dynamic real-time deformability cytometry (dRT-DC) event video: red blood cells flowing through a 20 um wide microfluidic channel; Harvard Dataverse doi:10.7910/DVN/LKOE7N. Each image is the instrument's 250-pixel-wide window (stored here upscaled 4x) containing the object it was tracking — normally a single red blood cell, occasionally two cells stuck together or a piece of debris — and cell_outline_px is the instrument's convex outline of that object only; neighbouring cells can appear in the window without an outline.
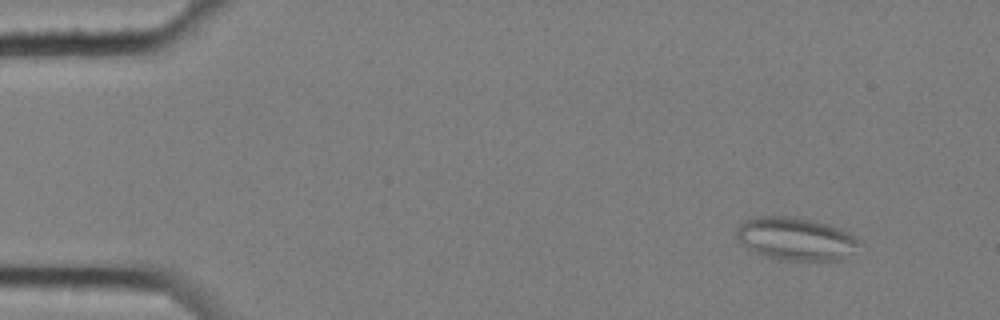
{"species": "common noctule bat (a hibernating species)", "species_latin": "Nyctalus noctula", "temperature_condition": "cold", "stored_images_in_passage": 10, "camera_frame_rate_fps": 3000, "um_per_image_px": 0.085, "animal": {"sex": "female", "body_mass_g": 25.1}, "frame": {"image": 1, "passage_image": 1, "time_ms": 0.0, "image_size_px": [1000, 320], "cell_outline_px": [[864, 244], [848, 260], [820, 264], [780, 260], [756, 252], [740, 244], [736, 236], [736, 228], [740, 224], [756, 216], [796, 216], [816, 220], [840, 228], [856, 236]], "centroid_in_image_um": [67.79, 20.36], "position_along_channel_um": 17.2, "area_um2": 32.43}}
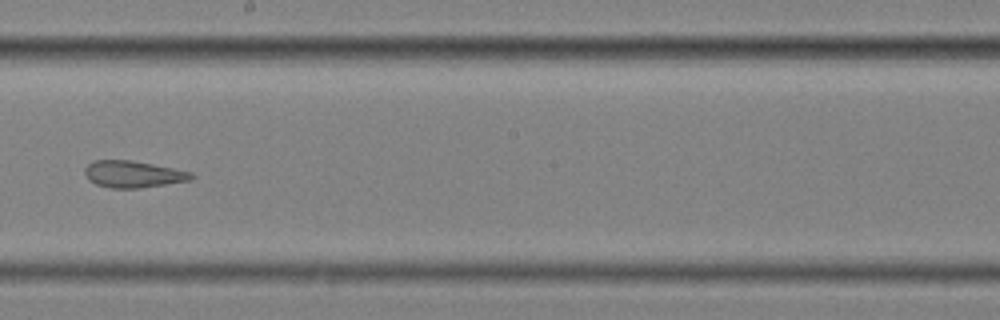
{"frame": {"image": 2, "passage_image": 9, "time_ms": 2.667, "image_size_px": [1000, 320], "cell_outline_px": [[196, 176], [192, 180], [140, 188], [112, 188], [96, 184], [88, 180], [84, 176], [84, 168], [88, 164], [96, 160], [132, 160], [192, 172]], "centroid_in_image_um": [11.31, 14.81], "position_along_channel_um": 236.9, "area_um2": 16.7}}
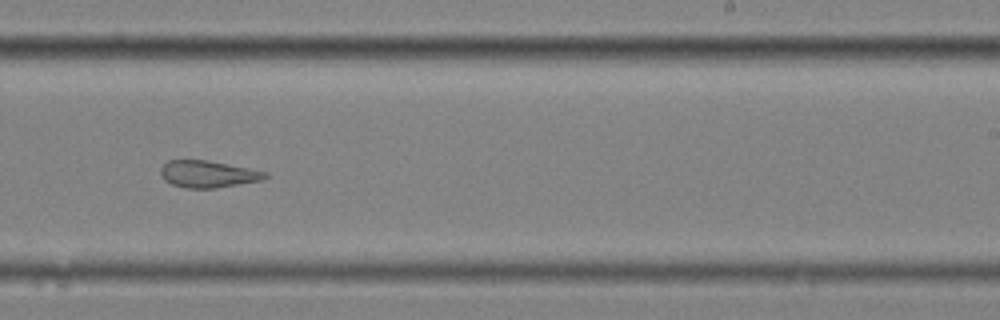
{"frame": {"image": 3, "passage_image": 10, "time_ms": 3.0, "image_size_px": [1000, 320], "cell_outline_px": [[268, 176], [264, 180], [216, 188], [188, 188], [172, 184], [164, 180], [160, 172], [160, 168], [168, 160], [208, 160], [268, 172]], "centroid_in_image_um": [17.69, 14.79], "position_along_channel_um": 271.3, "area_um2": 16.42}}